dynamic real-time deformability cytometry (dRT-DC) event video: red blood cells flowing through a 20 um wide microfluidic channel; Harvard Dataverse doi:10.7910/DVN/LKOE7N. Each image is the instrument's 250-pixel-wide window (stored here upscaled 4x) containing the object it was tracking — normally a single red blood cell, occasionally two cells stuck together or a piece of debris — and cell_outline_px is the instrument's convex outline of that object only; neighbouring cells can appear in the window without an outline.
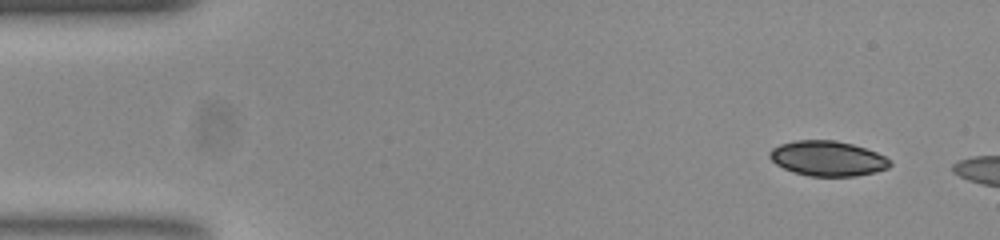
{"species": "common noctule bat (a hibernating species)", "species_latin": "Nyctalus noctula", "temperature_condition": "room temperature", "stored_images_in_passage": 7, "camera_frame_rate_fps": 3000, "um_per_image_px": 0.085, "animal": {"sex": "female", "body_mass_g": 23.0, "forearm_length_mm": 53.4}, "frame": {"image": 1, "passage_image": 3, "time_ms": 0.667, "image_size_px": [1000, 240], "cell_outline_px": [[892, 164], [888, 168], [876, 172], [856, 176], [808, 176], [792, 172], [776, 164], [768, 156], [768, 152], [772, 148], [780, 144], [796, 140], [832, 140], [852, 144], [876, 152], [884, 156]], "centroid_in_image_um": [70.32, 13.47], "position_along_channel_um": 14.7, "area_um2": 24.57}}